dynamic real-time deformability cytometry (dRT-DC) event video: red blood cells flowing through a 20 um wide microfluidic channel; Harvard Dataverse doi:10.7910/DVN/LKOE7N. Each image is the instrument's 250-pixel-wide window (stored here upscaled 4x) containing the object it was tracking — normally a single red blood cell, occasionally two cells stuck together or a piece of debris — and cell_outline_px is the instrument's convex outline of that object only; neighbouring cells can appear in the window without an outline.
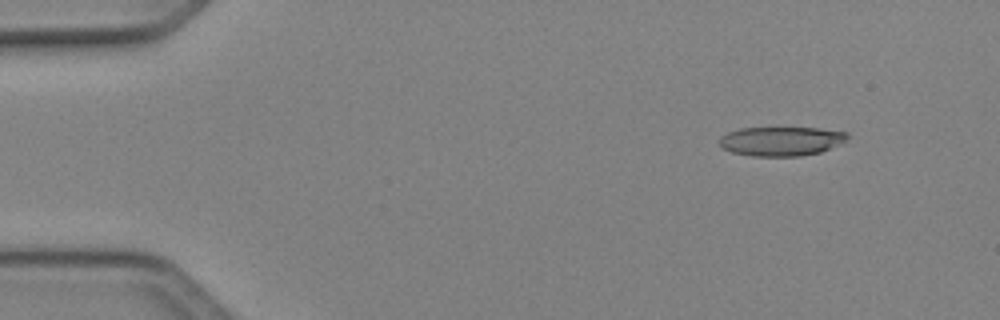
{"species": "Egyptian fruit bat (a non-hibernating species)", "species_latin": "Rousettus aegyptiacus", "temperature_condition": "cold", "stored_images_in_passage": 45, "camera_frame_rate_fps": 3000, "um_per_image_px": 0.085, "animal": {"sex": "female"}, "frame": {"image": 1, "passage_image": 1, "time_ms": 0.0, "image_size_px": [1000, 320], "cell_outline_px": [[848, 136], [844, 144], [820, 152], [800, 156], [752, 156], [732, 152], [724, 148], [716, 140], [720, 136], [728, 132], [740, 128], [820, 128], [848, 132]], "centroid_in_image_um": [66.43, 12.0], "position_along_channel_um": 18.6, "area_um2": 22.02}}
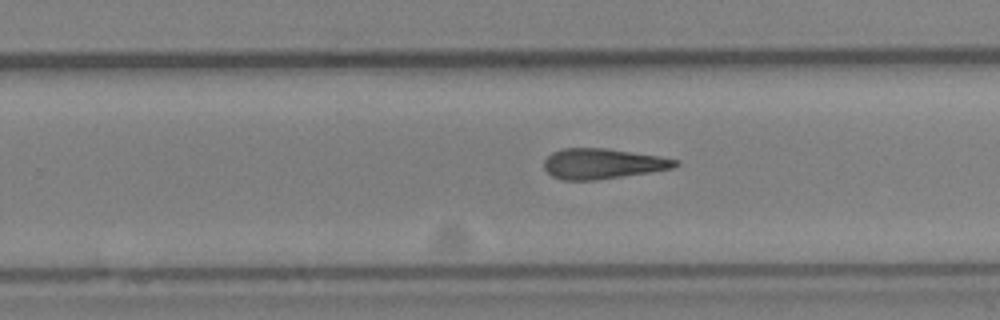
{"frame": {"image": 2, "passage_image": 27, "time_ms": 8.667, "image_size_px": [1000, 320], "cell_outline_px": [[680, 164], [672, 168], [648, 172], [592, 180], [564, 180], [552, 176], [544, 168], [544, 160], [552, 152], [560, 148], [604, 148], [660, 156], [680, 160]], "centroid_in_image_um": [51.2, 13.9], "position_along_channel_um": 278.6, "area_um2": 23.0}}
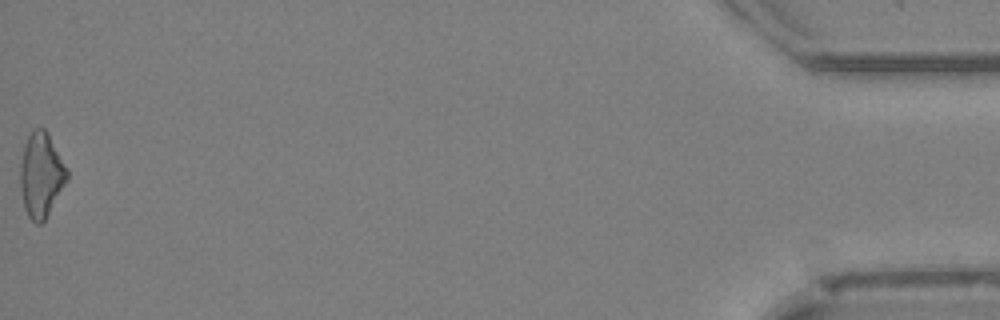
{"frame": {"image": 3, "passage_image": 45, "time_ms": 14.667, "image_size_px": [1000, 320], "cell_outline_px": [[68, 180], [44, 220], [40, 224], [36, 224], [28, 216], [24, 208], [20, 184], [20, 164], [24, 144], [32, 128], [44, 128], [48, 132], [68, 168]], "centroid_in_image_um": [3.5, 14.83], "position_along_channel_um": 431.7, "area_um2": 23.24}, "authors_computed_cell_mechanics": {"area_um2": 23.12, "velocity_mm_per_s": 4.1652, "shape_relaxation_time_tau1_ms": 8.0165, "shape_relaxation_time_tau2_ms": 7.3781, "deformation_change_tau1": 0.2312, "deformation_change_tau2": 0.2544}}